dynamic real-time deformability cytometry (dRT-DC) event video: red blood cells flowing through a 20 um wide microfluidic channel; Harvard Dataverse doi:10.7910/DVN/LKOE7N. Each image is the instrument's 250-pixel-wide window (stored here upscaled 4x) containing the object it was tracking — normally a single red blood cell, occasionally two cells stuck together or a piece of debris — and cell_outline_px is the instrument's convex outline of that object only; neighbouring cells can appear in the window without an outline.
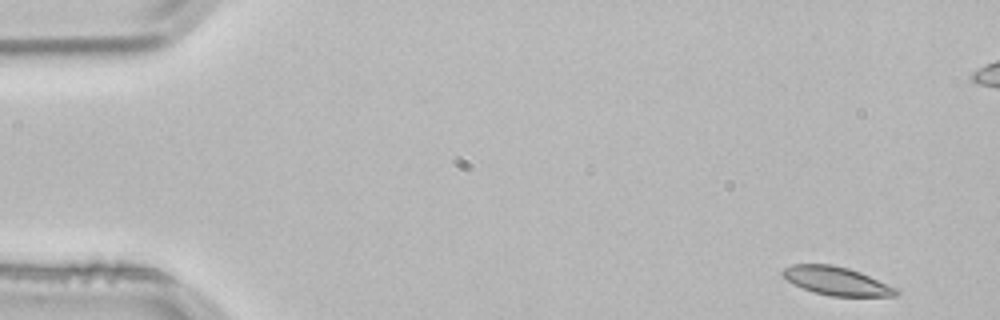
{"species": "common noctule bat (a hibernating species)", "species_latin": "Nyctalus noctula", "temperature_condition": "room temperature", "stored_images_in_passage": 6, "camera_frame_rate_fps": 3000, "um_per_image_px": 0.085, "animal": {"sex": "male", "body_mass_g": 21.5, "forearm_length_mm": 52.0}, "frame": {"image": 1, "passage_image": 1, "time_ms": 0.0, "image_size_px": [1000, 320], "cell_outline_px": [[900, 292], [896, 296], [832, 296], [812, 292], [788, 280], [780, 272], [784, 268], [792, 264], [832, 264], [848, 268], [860, 272], [900, 288]], "centroid_in_image_um": [71.17, 23.88], "position_along_channel_um": 13.8, "area_um2": 18.84}}
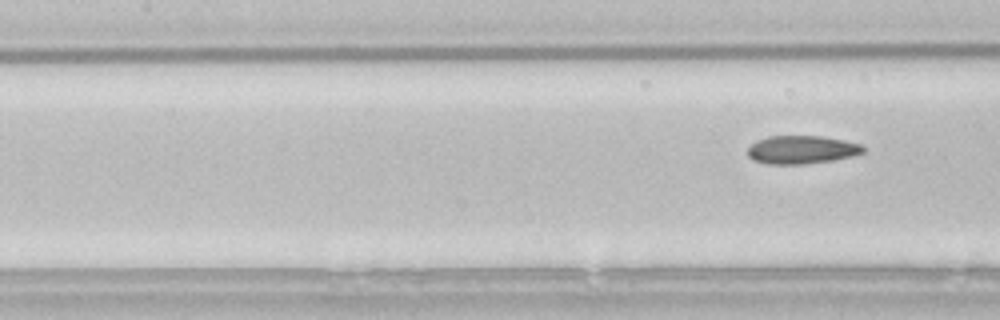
{"frame": {"image": 2, "passage_image": 6, "time_ms": 1.667, "image_size_px": [1000, 320], "cell_outline_px": [[868, 148], [864, 152], [852, 156], [832, 160], [804, 164], [768, 164], [752, 160], [748, 156], [748, 148], [756, 140], [768, 136], [824, 136], [844, 140], [860, 144]], "centroid_in_image_um": [68.15, 12.72], "position_along_channel_um": 139.3, "area_um2": 19.13}}